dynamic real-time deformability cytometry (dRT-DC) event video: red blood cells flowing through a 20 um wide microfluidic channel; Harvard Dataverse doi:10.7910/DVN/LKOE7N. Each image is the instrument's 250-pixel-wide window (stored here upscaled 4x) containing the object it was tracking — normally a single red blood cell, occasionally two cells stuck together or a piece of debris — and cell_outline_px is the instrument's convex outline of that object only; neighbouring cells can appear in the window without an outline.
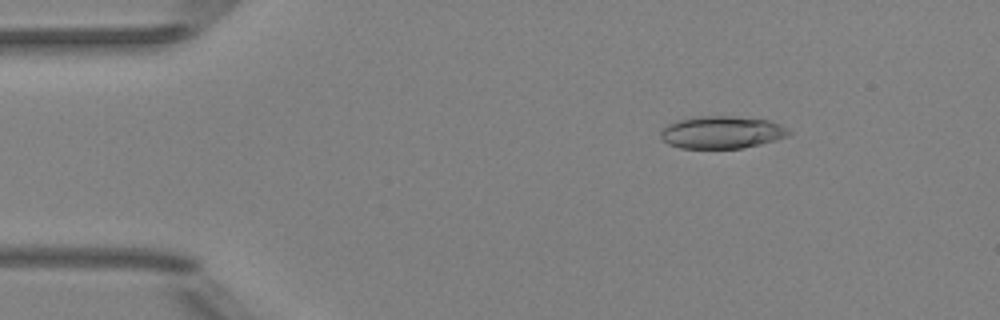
{"species": "Egyptian fruit bat (a non-hibernating species)", "species_latin": "Rousettus aegyptiacus", "temperature_condition": "room temperature", "stored_images_in_passage": 52, "camera_frame_rate_fps": 3000, "um_per_image_px": 0.085, "animal": {"sex": "female"}, "frame": {"image": 1, "passage_image": 8, "time_ms": 2.333, "image_size_px": [1000, 320], "cell_outline_px": [[792, 132], [788, 136], [776, 140], [744, 148], [680, 148], [668, 144], [660, 136], [660, 132], [668, 124], [676, 120], [692, 116], [732, 116], [768, 120], [780, 124]], "centroid_in_image_um": [61.35, 11.24], "position_along_channel_um": 23.7, "area_um2": 24.33}}
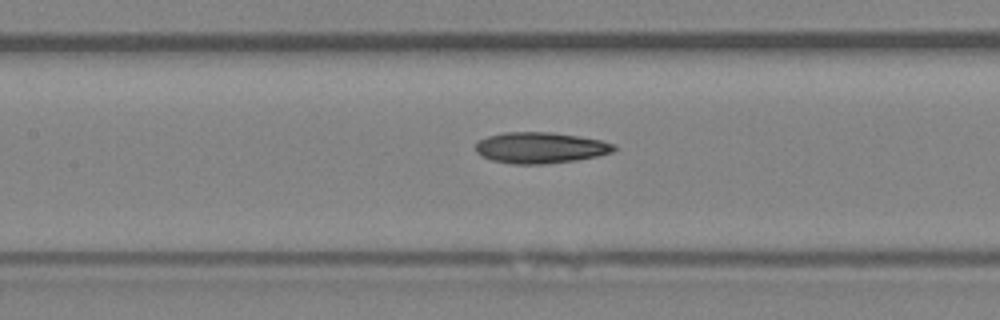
{"frame": {"image": 2, "passage_image": 24, "time_ms": 7.667, "image_size_px": [1000, 320], "cell_outline_px": [[616, 148], [612, 152], [596, 156], [576, 160], [544, 164], [512, 164], [492, 160], [480, 156], [476, 152], [476, 144], [480, 140], [488, 136], [504, 132], [552, 132], [600, 140], [616, 144]], "centroid_in_image_um": [45.91, 12.56], "position_along_channel_um": 161.5, "area_um2": 24.97}}
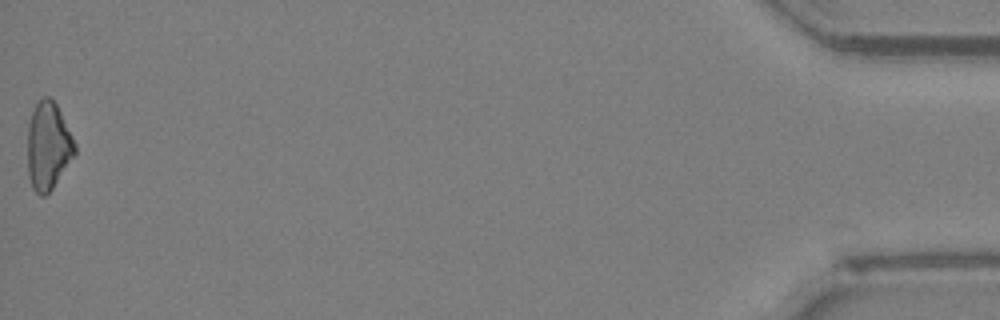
{"frame": {"image": 3, "passage_image": 52, "time_ms": 17.0, "image_size_px": [1000, 320], "cell_outline_px": [[76, 152], [52, 188], [44, 196], [40, 196], [32, 188], [28, 176], [28, 124], [32, 112], [36, 104], [44, 96], [48, 96], [56, 104], [76, 144]], "centroid_in_image_um": [4.08, 12.41], "position_along_channel_um": 431.1, "area_um2": 23.81}, "authors_computed_cell_mechanics": {"area_um2": 24.4205, "velocity_mm_per_s": 3.9849, "shape_relaxation_time_tau1_ms": null, "shape_relaxation_time_tau2_ms": 5.0958, "deformation_change_tau1": null, "deformation_change_tau2": 0.1494}}